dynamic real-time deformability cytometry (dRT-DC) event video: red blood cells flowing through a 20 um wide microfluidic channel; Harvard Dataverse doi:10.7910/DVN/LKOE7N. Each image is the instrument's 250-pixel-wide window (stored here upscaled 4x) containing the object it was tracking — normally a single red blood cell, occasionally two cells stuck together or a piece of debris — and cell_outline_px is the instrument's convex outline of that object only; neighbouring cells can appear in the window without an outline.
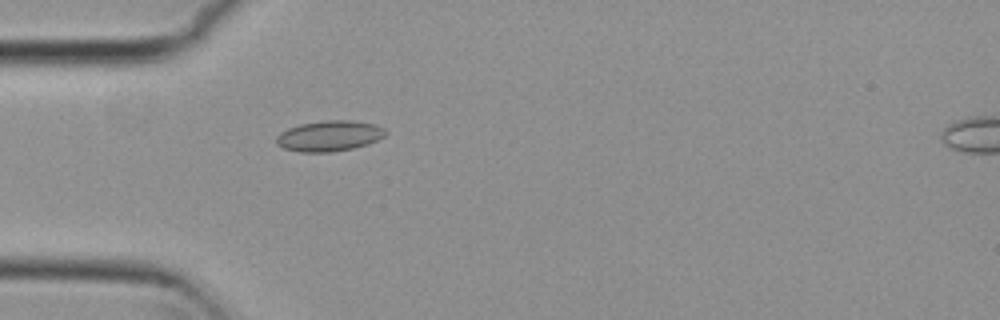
{"species": "common noctule bat (a hibernating species)", "species_latin": "Nyctalus noctula", "temperature_condition": "cold", "stored_images_in_passage": 2, "camera_frame_rate_fps": 3000, "um_per_image_px": 0.085, "animal": {"sex": "female", "body_mass_g": 29.2, "forearm_length_mm": 56.3}, "frame": {"image": 1, "passage_image": 2, "time_ms": 0.333, "image_size_px": [1000, 320], "cell_outline_px": [[384, 136], [368, 144], [352, 148], [332, 152], [300, 152], [284, 148], [276, 144], [276, 136], [280, 132], [288, 128], [300, 124], [324, 120], [352, 120], [376, 124], [384, 128]], "centroid_in_image_um": [27.96, 11.55], "position_along_channel_um": 57.0, "area_um2": 19.48}}